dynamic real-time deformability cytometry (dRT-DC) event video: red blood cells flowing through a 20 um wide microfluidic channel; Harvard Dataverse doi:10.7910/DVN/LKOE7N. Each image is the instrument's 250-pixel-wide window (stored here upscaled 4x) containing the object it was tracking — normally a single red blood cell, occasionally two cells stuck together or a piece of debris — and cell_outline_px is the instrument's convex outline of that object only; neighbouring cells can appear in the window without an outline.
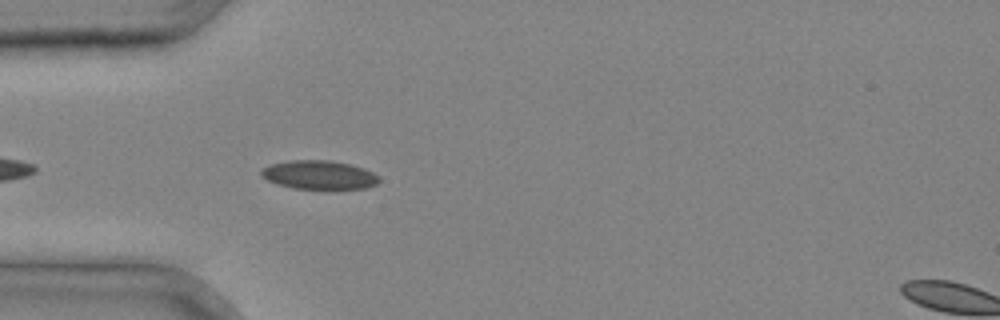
{"species": "common noctule bat (a hibernating species)", "species_latin": "Nyctalus noctula", "temperature_condition": "cold", "stored_images_in_passage": 16, "camera_frame_rate_fps": 3000, "um_per_image_px": 0.085, "animal": {"sex": "male", "body_mass_g": 20.4}, "frame": {"image": 1, "passage_image": 3, "time_ms": 0.667, "image_size_px": [1000, 320], "cell_outline_px": [[380, 180], [376, 184], [364, 188], [292, 188], [268, 180], [260, 176], [260, 168], [272, 164], [288, 160], [328, 160], [348, 164], [364, 168], [380, 176]], "centroid_in_image_um": [27.1, 14.85], "position_along_channel_um": 57.9, "area_um2": 19.54}}